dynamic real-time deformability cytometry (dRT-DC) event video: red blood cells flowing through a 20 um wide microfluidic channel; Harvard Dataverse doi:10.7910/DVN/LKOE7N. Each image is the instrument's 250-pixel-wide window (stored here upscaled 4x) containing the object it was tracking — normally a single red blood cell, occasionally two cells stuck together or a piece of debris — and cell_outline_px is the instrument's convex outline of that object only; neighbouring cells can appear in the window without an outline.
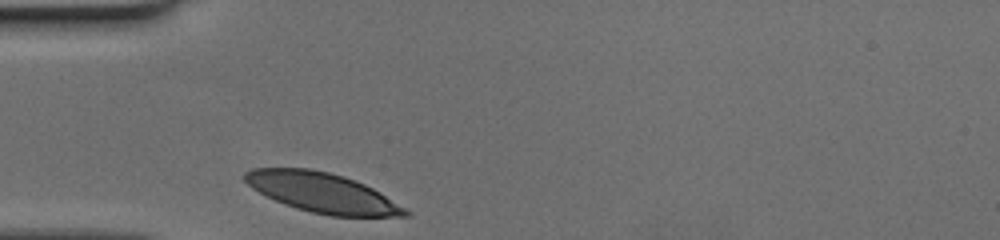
{"species": "human", "species_latin": "Homo sapiens", "temperature_condition": "cold", "stored_images_in_passage": 26, "camera_frame_rate_fps": 3000, "um_per_image_px": 0.085, "donor": {"sex": "female"}, "frame": {"image": 1, "passage_image": 1, "time_ms": 0.0, "image_size_px": [1000, 240], "cell_outline_px": [[412, 216], [332, 216], [312, 212], [296, 208], [284, 204], [252, 188], [244, 180], [244, 172], [252, 168], [312, 168], [344, 176], [364, 184], [380, 192], [412, 212]], "centroid_in_image_um": [27.41, 16.37], "position_along_channel_um": 57.6, "area_um2": 36.99}}
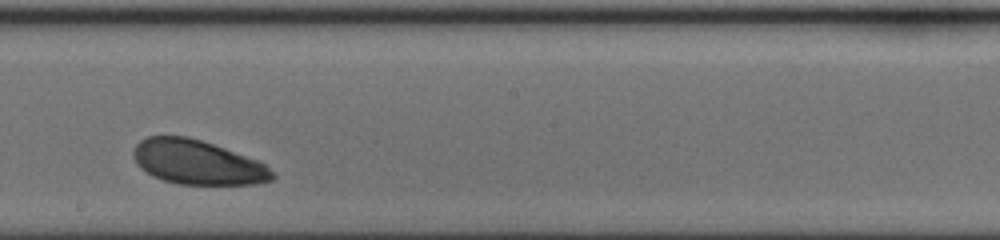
{"frame": {"image": 2, "passage_image": 15, "time_ms": 4.667, "image_size_px": [1000, 240], "cell_outline_px": [[276, 176], [272, 180], [256, 184], [176, 184], [152, 176], [140, 168], [136, 164], [136, 144], [140, 140], [148, 136], [184, 136], [200, 140], [224, 148], [256, 160], [264, 164], [276, 172]], "centroid_in_image_um": [16.81, 13.81], "position_along_channel_um": 231.4, "area_um2": 35.55}}
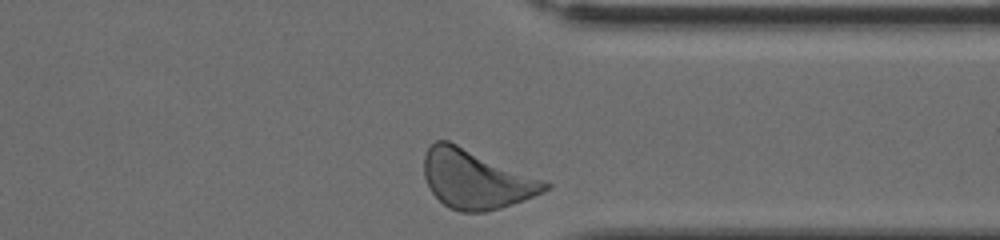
{"frame": {"image": 3, "passage_image": 26, "time_ms": 8.333, "image_size_px": [1000, 240], "cell_outline_px": [[552, 188], [544, 192], [524, 200], [500, 208], [484, 212], [460, 212], [444, 204], [432, 192], [424, 176], [424, 156], [428, 148], [436, 140], [448, 140], [552, 184]], "centroid_in_image_um": [40.45, 15.25], "position_along_channel_um": 370.9, "area_um2": 40.98}}